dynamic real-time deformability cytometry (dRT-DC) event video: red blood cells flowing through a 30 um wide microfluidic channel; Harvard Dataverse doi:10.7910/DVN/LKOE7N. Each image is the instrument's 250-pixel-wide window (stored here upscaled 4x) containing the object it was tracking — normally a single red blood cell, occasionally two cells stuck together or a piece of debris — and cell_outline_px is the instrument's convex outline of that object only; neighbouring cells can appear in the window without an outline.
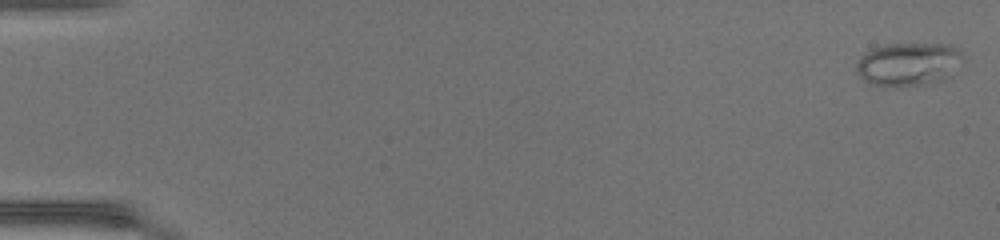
{"species": "common noctule bat (a hibernating species)", "species_latin": "Nyctalus noctula", "temperature_condition": "warm", "stored_images_in_passage": 48, "camera_frame_rate_fps": 3000, "um_per_image_px": 0.085, "animal": {"sex": "female", "body_mass_g": 17.0, "forearm_length_mm": 48.0}, "frame": {"image": 1, "passage_image": 1, "time_ms": 0.0, "image_size_px": [1000, 240], "cell_outline_px": [[964, 56], [952, 76], [944, 80], [924, 84], [900, 88], [872, 84], [864, 80], [856, 72], [856, 64], [860, 56], [864, 52], [872, 48], [892, 44], [948, 44], [956, 48]], "centroid_in_image_um": [77.21, 5.47], "position_along_channel_um": 7.8, "area_um2": 27.22}}
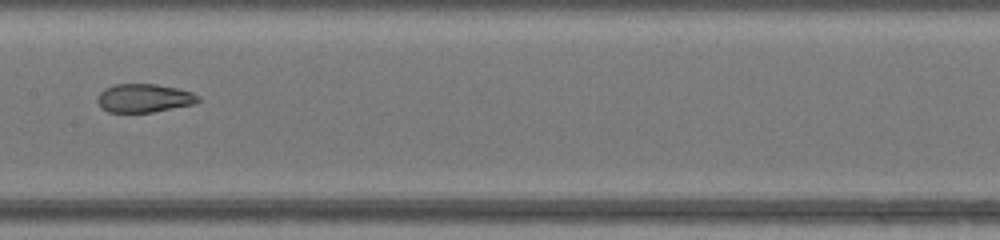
{"frame": {"image": 2, "passage_image": 26, "time_ms": 8.333, "image_size_px": [1000, 240], "cell_outline_px": [[200, 100], [192, 104], [152, 112], [108, 112], [100, 108], [96, 100], [100, 92], [104, 88], [116, 84], [156, 84], [176, 88], [192, 92], [200, 96]], "centroid_in_image_um": [12.2, 8.34], "position_along_channel_um": 195.2, "area_um2": 16.7}}
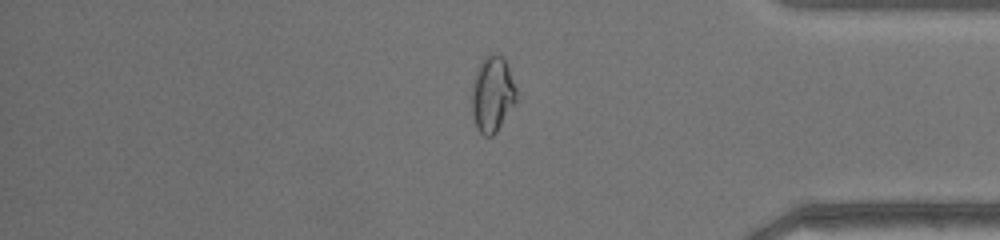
{"frame": {"image": 3, "passage_image": 41, "time_ms": 13.333, "image_size_px": [1000, 240], "cell_outline_px": [[516, 100], [496, 132], [492, 136], [484, 136], [476, 128], [472, 112], [472, 84], [476, 72], [484, 56], [500, 56], [504, 60], [508, 68], [516, 88]], "centroid_in_image_um": [41.83, 8.05], "position_along_channel_um": 393.4, "area_um2": 19.13}, "authors_computed_cell_mechanics": {"area_um2": 20.0855, "velocity_mm_per_s": 4.366, "shape_relaxation_time_tau1_ms": null, "shape_relaxation_time_tau2_ms": 0.9781, "deformation_change_tau1": null, "deformation_change_tau2": 0.0573}}